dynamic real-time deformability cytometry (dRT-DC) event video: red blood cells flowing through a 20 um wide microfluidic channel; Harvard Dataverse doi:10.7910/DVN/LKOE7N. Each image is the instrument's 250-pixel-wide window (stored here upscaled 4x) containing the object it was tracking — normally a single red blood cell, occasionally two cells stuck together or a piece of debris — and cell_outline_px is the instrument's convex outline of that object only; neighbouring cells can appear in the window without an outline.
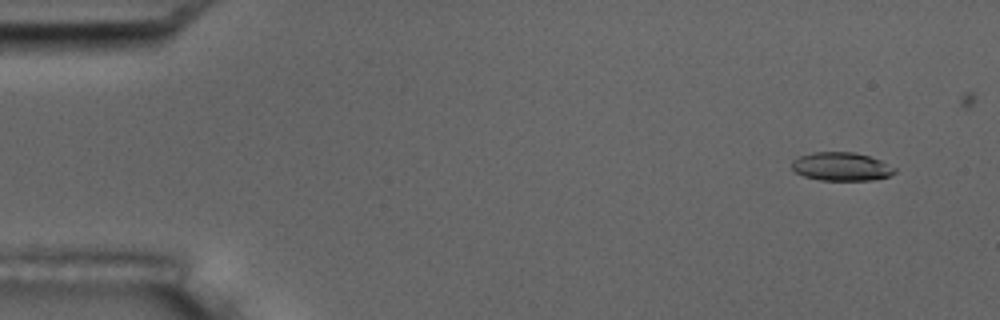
{"species": "common noctule bat (a hibernating species)", "species_latin": "Nyctalus noctula", "temperature_condition": "room temperature", "stored_images_in_passage": 6, "camera_frame_rate_fps": 3000, "um_per_image_px": 0.085, "animal": {"sex": "male", "body_mass_g": 17.5, "forearm_length_mm": 52.3}, "frame": {"image": 1, "passage_image": 2, "time_ms": 1.0, "image_size_px": [1000, 320], "cell_outline_px": [[896, 172], [888, 176], [872, 180], [820, 180], [804, 176], [796, 172], [792, 168], [792, 160], [800, 156], [812, 152], [852, 152], [868, 156], [880, 160], [896, 168]], "centroid_in_image_um": [71.51, 14.16], "position_along_channel_um": 13.5, "area_um2": 16.94}}